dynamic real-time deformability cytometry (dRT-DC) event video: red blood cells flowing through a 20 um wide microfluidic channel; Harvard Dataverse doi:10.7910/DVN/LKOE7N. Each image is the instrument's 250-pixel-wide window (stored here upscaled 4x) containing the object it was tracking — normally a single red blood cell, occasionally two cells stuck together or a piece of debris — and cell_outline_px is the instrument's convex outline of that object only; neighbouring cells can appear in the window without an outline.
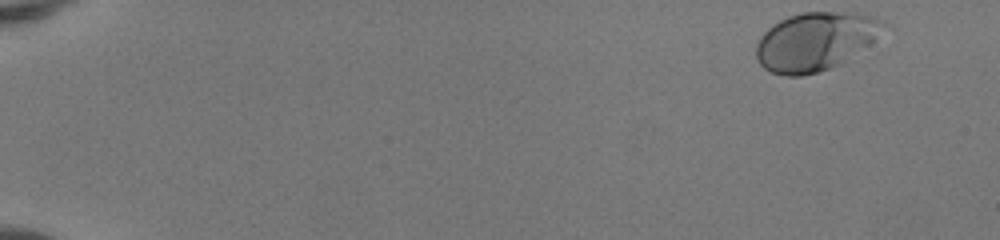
{"species": "human", "species_latin": "Homo sapiens", "temperature_condition": "room temperature", "stored_images_in_passage": 48, "camera_frame_rate_fps": 3000, "um_per_image_px": 0.085, "donor": {"sex": "female"}, "frame": {"image": 1, "passage_image": 1, "time_ms": 0.0, "image_size_px": [1000, 240], "cell_outline_px": [[884, 24], [876, 52], [820, 72], [800, 76], [784, 76], [772, 72], [764, 68], [760, 64], [756, 56], [756, 44], [760, 36], [772, 24], [788, 16], [804, 12], [852, 12], [872, 16], [880, 20]], "centroid_in_image_um": [69.46, 3.56], "position_along_channel_um": 15.5, "area_um2": 45.32}}
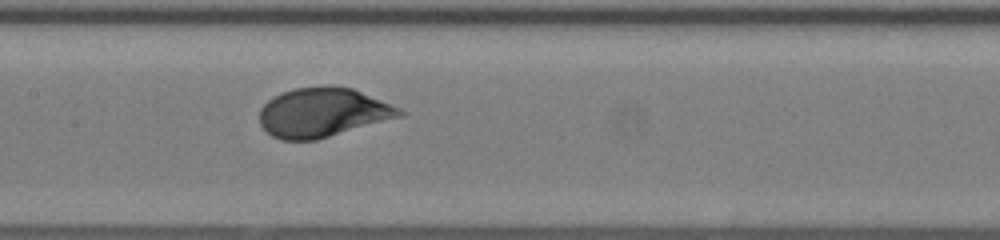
{"frame": {"image": 2, "passage_image": 25, "time_ms": 8.0, "image_size_px": [1000, 240], "cell_outline_px": [[408, 112], [404, 116], [316, 140], [280, 140], [272, 136], [260, 124], [260, 108], [268, 100], [280, 92], [296, 88], [352, 88], [400, 108]], "centroid_in_image_um": [27.44, 9.6], "position_along_channel_um": 180.0, "area_um2": 39.65}}
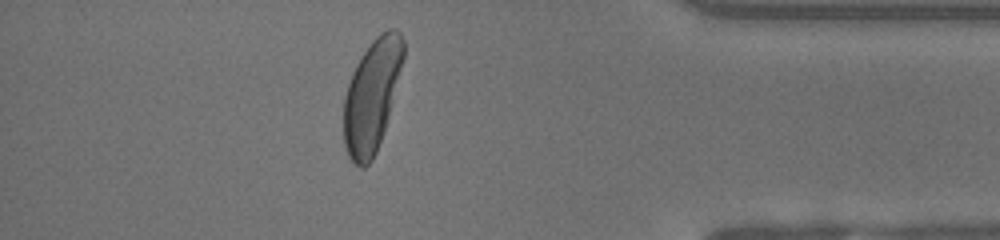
{"frame": {"image": 3, "passage_image": 43, "time_ms": 14.0, "image_size_px": [1000, 240], "cell_outline_px": [[404, 56], [384, 132], [376, 152], [372, 160], [364, 168], [360, 168], [348, 156], [344, 144], [344, 96], [352, 72], [356, 64], [372, 40], [376, 36], [388, 28], [396, 28], [400, 32], [404, 40]], "centroid_in_image_um": [31.6, 8.12], "position_along_channel_um": 403.6, "area_um2": 38.78}, "authors_computed_cell_mechanics": {"area_um2": 40.6334, "velocity_mm_per_s": 4.1339, "shape_relaxation_time_tau1_ms": 3.1171, "shape_relaxation_time_tau2_ms": null, "deformation_change_tau1": 0.1629, "deformation_change_tau2": null}}